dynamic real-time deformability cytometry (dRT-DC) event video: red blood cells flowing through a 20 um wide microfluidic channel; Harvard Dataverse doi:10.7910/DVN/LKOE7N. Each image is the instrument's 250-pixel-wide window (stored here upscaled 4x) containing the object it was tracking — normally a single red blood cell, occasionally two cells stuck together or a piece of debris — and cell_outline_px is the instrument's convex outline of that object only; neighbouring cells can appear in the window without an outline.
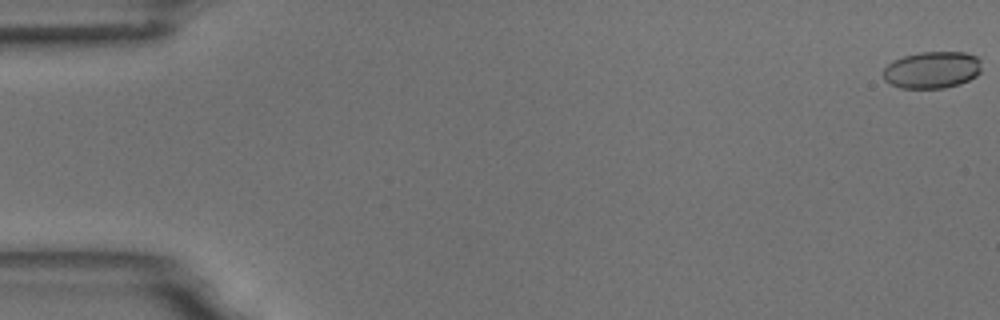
{"species": "common noctule bat (a hibernating species)", "species_latin": "Nyctalus noctula", "temperature_condition": "room temperature", "stored_images_in_passage": 56, "camera_frame_rate_fps": 3000, "um_per_image_px": 0.085, "animal": {"sex": "male", "body_mass_g": 18.8}, "frame": {"image": 1, "passage_image": 1, "time_ms": 0.0, "image_size_px": [1000, 320], "cell_outline_px": [[980, 72], [976, 76], [960, 84], [944, 88], [900, 88], [884, 80], [884, 68], [892, 60], [904, 56], [920, 52], [964, 52], [976, 56], [980, 60]], "centroid_in_image_um": [79.22, 5.94], "position_along_channel_um": 5.8, "area_um2": 21.15}}
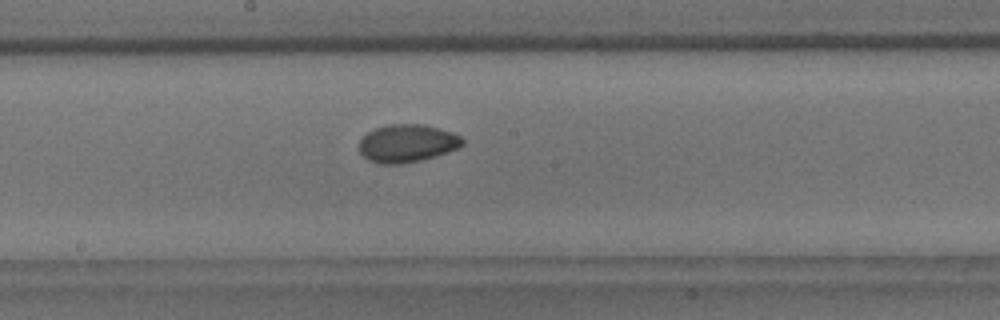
{"frame": {"image": 2, "passage_image": 30, "time_ms": 9.667, "image_size_px": [1000, 320], "cell_outline_px": [[464, 144], [456, 148], [436, 156], [420, 160], [400, 164], [380, 164], [368, 160], [360, 152], [360, 140], [368, 132], [376, 128], [388, 124], [424, 124], [440, 128], [452, 132], [460, 136], [464, 140]], "centroid_in_image_um": [34.61, 12.18], "position_along_channel_um": 213.6, "area_um2": 22.72}}
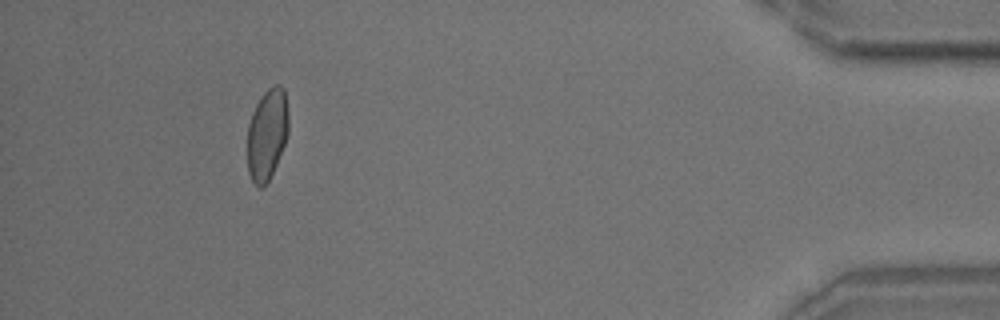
{"frame": {"image": 3, "passage_image": 51, "time_ms": 16.667, "image_size_px": [1000, 320], "cell_outline_px": [[288, 136], [276, 164], [268, 180], [260, 188], [252, 180], [248, 172], [248, 124], [252, 112], [260, 96], [272, 84], [280, 84], [284, 88], [288, 112]], "centroid_in_image_um": [22.71, 11.35], "position_along_channel_um": 412.5, "area_um2": 21.85}}